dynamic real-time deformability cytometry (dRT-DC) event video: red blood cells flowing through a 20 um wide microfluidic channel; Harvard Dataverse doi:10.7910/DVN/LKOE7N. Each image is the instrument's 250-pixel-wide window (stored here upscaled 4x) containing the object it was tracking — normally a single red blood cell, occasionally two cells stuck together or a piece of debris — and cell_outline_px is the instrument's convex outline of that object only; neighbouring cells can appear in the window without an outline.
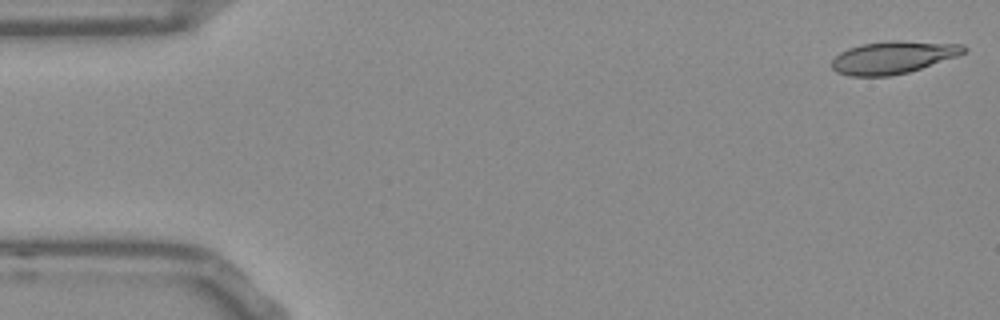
{"species": "Egyptian fruit bat (a non-hibernating species)", "species_latin": "Rousettus aegyptiacus", "temperature_condition": "room temperature", "stored_images_in_passage": 52, "camera_frame_rate_fps": 3000, "um_per_image_px": 0.085, "frame": {"image": 1, "passage_image": 1, "time_ms": 0.0, "image_size_px": [1000, 320], "cell_outline_px": [[968, 48], [964, 52], [956, 56], [908, 72], [888, 76], [848, 76], [836, 72], [832, 68], [832, 60], [840, 52], [848, 48], [860, 44], [892, 40], [896, 40], [964, 44]], "centroid_in_image_um": [75.88, 4.87], "position_along_channel_um": 9.1, "area_um2": 24.91}}
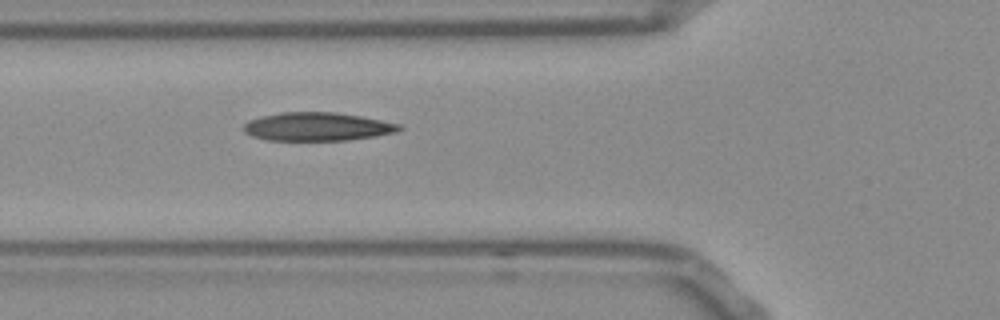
{"frame": {"image": 2, "passage_image": 18, "time_ms": 5.667, "image_size_px": [1000, 320], "cell_outline_px": [[404, 128], [396, 132], [376, 136], [348, 140], [268, 140], [252, 136], [244, 132], [244, 124], [248, 120], [260, 116], [280, 112], [336, 112], [360, 116], [400, 124]], "centroid_in_image_um": [26.96, 10.76], "position_along_channel_um": 98.8, "area_um2": 25.78}}
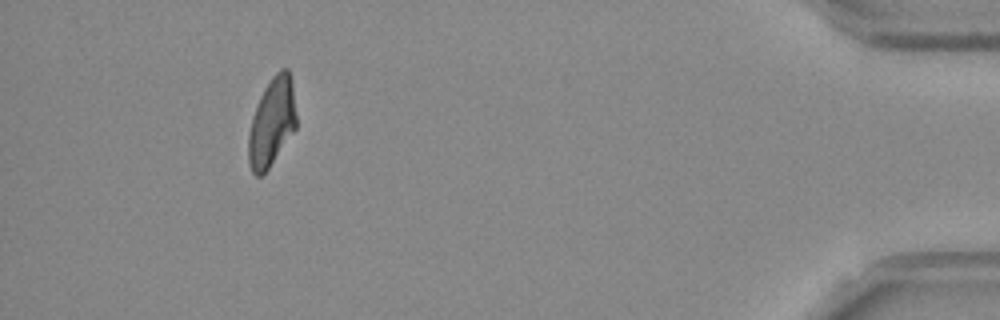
{"frame": {"image": 3, "passage_image": 48, "time_ms": 15.667, "image_size_px": [1000, 320], "cell_outline_px": [[296, 128], [268, 168], [260, 176], [256, 176], [252, 172], [248, 164], [248, 136], [252, 116], [256, 104], [264, 88], [272, 76], [280, 68], [288, 68], [292, 80], [296, 116]], "centroid_in_image_um": [23.09, 10.36], "position_along_channel_um": 412.1, "area_um2": 24.68}, "authors_computed_cell_mechanics": {"area_um2": 25.432, "velocity_mm_per_s": 3.7937, "shape_relaxation_time_tau1_ms": 6.9525, "shape_relaxation_time_tau2_ms": 2.0762, "deformation_change_tau1": 0.2118, "deformation_change_tau2": 0.09}}